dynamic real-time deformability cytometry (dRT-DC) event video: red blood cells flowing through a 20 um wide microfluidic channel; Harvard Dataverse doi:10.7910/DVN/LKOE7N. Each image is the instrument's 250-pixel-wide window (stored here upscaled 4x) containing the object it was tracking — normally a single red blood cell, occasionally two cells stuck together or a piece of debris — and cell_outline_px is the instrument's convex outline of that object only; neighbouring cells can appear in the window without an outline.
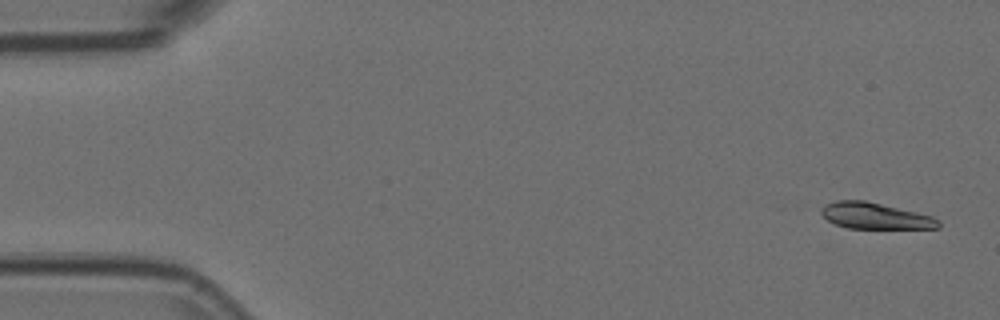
{"species": "Egyptian fruit bat (a non-hibernating species)", "species_latin": "Rousettus aegyptiacus", "temperature_condition": "room temperature", "stored_images_in_passage": 4, "camera_frame_rate_fps": 3000, "um_per_image_px": 0.085, "animal": {"sex": "female"}, "frame": {"image": 1, "passage_image": 1, "time_ms": 0.0, "image_size_px": [1000, 320], "cell_outline_px": [[940, 228], [848, 228], [836, 224], [828, 220], [820, 212], [820, 208], [824, 204], [836, 200], [864, 200], [916, 212], [932, 216], [940, 220]], "centroid_in_image_um": [74.37, 18.34], "position_along_channel_um": 10.6, "area_um2": 17.8}}